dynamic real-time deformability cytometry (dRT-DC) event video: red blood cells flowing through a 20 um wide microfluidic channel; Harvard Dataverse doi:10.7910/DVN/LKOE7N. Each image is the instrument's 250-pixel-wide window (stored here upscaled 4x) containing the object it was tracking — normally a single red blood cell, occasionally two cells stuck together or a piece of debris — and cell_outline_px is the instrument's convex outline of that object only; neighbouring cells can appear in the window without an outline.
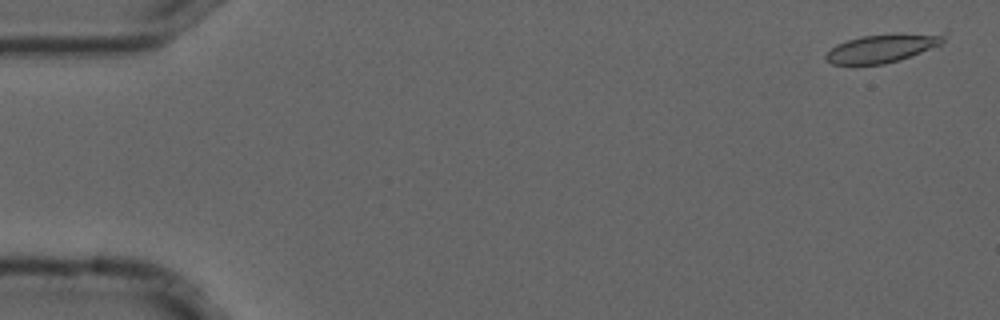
{"species": "common noctule bat (a hibernating species)", "species_latin": "Nyctalus noctula", "temperature_condition": "cold", "stored_images_in_passage": 14, "camera_frame_rate_fps": 3000, "um_per_image_px": 0.085, "animal": {"sex": "male", "forearm_length_mm": 52.5}, "frame": {"image": 1, "passage_image": 2, "time_ms": 0.333, "image_size_px": [1000, 320], "cell_outline_px": [[948, 32], [940, 48], [900, 60], [884, 64], [832, 64], [824, 56], [836, 44], [860, 36], [896, 32], [948, 28]], "centroid_in_image_um": [75.33, 4.0], "position_along_channel_um": 9.7, "area_um2": 21.21}}
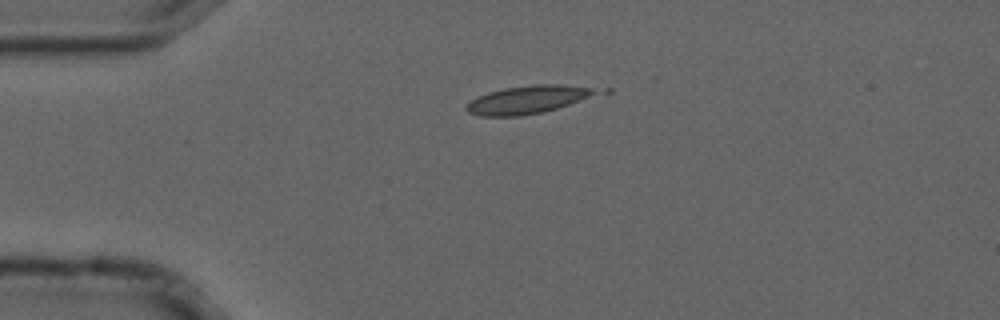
{"frame": {"image": 2, "passage_image": 13, "time_ms": 4.0, "image_size_px": [1000, 320], "cell_outline_px": [[596, 92], [588, 96], [568, 104], [544, 112], [520, 116], [480, 116], [468, 112], [464, 108], [472, 100], [488, 92], [504, 88], [532, 84], [564, 84], [592, 88]], "centroid_in_image_um": [44.76, 8.47], "position_along_channel_um": 40.2, "area_um2": 20.63}}